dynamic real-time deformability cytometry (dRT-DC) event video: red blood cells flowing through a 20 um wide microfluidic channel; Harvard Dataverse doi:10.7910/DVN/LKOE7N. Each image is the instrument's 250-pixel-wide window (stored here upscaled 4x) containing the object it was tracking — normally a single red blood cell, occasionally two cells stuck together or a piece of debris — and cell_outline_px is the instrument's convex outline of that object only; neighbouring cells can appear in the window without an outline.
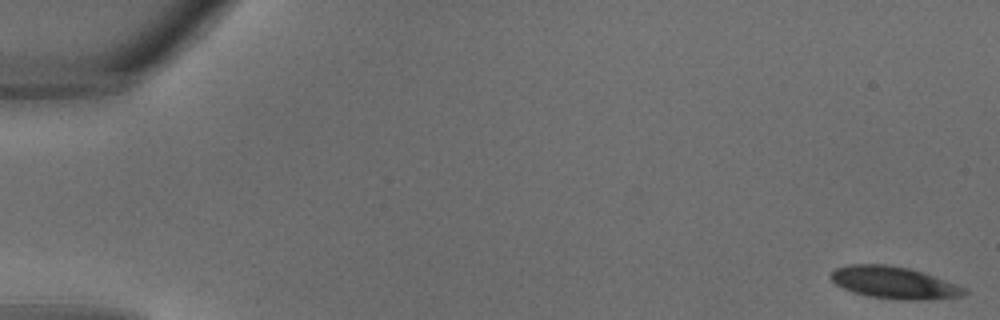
{"species": "common noctule bat (a hibernating species)", "species_latin": "Nyctalus noctula", "temperature_condition": "warm", "stored_images_in_passage": 10, "camera_frame_rate_fps": 3000, "um_per_image_px": 0.085, "animal": {"sex": "male", "body_mass_g": 18.8}, "frame": {"image": 1, "passage_image": 1, "time_ms": 0.0, "image_size_px": [1000, 320], "cell_outline_px": [[968, 292], [960, 296], [924, 300], [900, 300], [872, 296], [852, 292], [836, 284], [832, 280], [832, 272], [836, 268], [848, 264], [888, 264], [908, 268], [924, 272], [968, 288]], "centroid_in_image_um": [76.04, 24.02], "position_along_channel_um": 9.0, "area_um2": 24.91}}